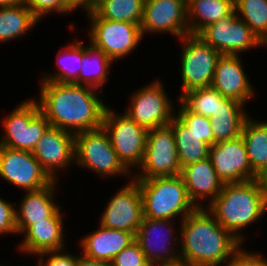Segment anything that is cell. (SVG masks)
Listing matches in <instances>:
<instances>
[{
  "label": "cell",
  "instance_id": "42",
  "mask_svg": "<svg viewBox=\"0 0 267 266\" xmlns=\"http://www.w3.org/2000/svg\"><path fill=\"white\" fill-rule=\"evenodd\" d=\"M24 3V0H0V7L14 6Z\"/></svg>",
  "mask_w": 267,
  "mask_h": 266
},
{
  "label": "cell",
  "instance_id": "8",
  "mask_svg": "<svg viewBox=\"0 0 267 266\" xmlns=\"http://www.w3.org/2000/svg\"><path fill=\"white\" fill-rule=\"evenodd\" d=\"M145 84L130 92L128 105L122 112L147 130L169 125L178 100L171 101L161 79L154 78V81Z\"/></svg>",
  "mask_w": 267,
  "mask_h": 266
},
{
  "label": "cell",
  "instance_id": "21",
  "mask_svg": "<svg viewBox=\"0 0 267 266\" xmlns=\"http://www.w3.org/2000/svg\"><path fill=\"white\" fill-rule=\"evenodd\" d=\"M58 181L48 186L22 194L20 203H16L17 235H21L36 222L46 221L61 205L58 202ZM18 206V207H17Z\"/></svg>",
  "mask_w": 267,
  "mask_h": 266
},
{
  "label": "cell",
  "instance_id": "36",
  "mask_svg": "<svg viewBox=\"0 0 267 266\" xmlns=\"http://www.w3.org/2000/svg\"><path fill=\"white\" fill-rule=\"evenodd\" d=\"M68 249L69 247L62 250L39 253L36 255V262L39 266H78L79 254H73Z\"/></svg>",
  "mask_w": 267,
  "mask_h": 266
},
{
  "label": "cell",
  "instance_id": "4",
  "mask_svg": "<svg viewBox=\"0 0 267 266\" xmlns=\"http://www.w3.org/2000/svg\"><path fill=\"white\" fill-rule=\"evenodd\" d=\"M142 196L143 217L180 223L197 209L181 175L134 179Z\"/></svg>",
  "mask_w": 267,
  "mask_h": 266
},
{
  "label": "cell",
  "instance_id": "28",
  "mask_svg": "<svg viewBox=\"0 0 267 266\" xmlns=\"http://www.w3.org/2000/svg\"><path fill=\"white\" fill-rule=\"evenodd\" d=\"M235 9L234 0H187L189 35L216 23Z\"/></svg>",
  "mask_w": 267,
  "mask_h": 266
},
{
  "label": "cell",
  "instance_id": "33",
  "mask_svg": "<svg viewBox=\"0 0 267 266\" xmlns=\"http://www.w3.org/2000/svg\"><path fill=\"white\" fill-rule=\"evenodd\" d=\"M224 97L212 86L184 92L178 101L189 111L212 119Z\"/></svg>",
  "mask_w": 267,
  "mask_h": 266
},
{
  "label": "cell",
  "instance_id": "19",
  "mask_svg": "<svg viewBox=\"0 0 267 266\" xmlns=\"http://www.w3.org/2000/svg\"><path fill=\"white\" fill-rule=\"evenodd\" d=\"M242 55H221L217 61L211 86L223 97L246 105L256 97V88L246 74Z\"/></svg>",
  "mask_w": 267,
  "mask_h": 266
},
{
  "label": "cell",
  "instance_id": "35",
  "mask_svg": "<svg viewBox=\"0 0 267 266\" xmlns=\"http://www.w3.org/2000/svg\"><path fill=\"white\" fill-rule=\"evenodd\" d=\"M24 3L40 22L54 12L59 16H67L77 11L68 0H24Z\"/></svg>",
  "mask_w": 267,
  "mask_h": 266
},
{
  "label": "cell",
  "instance_id": "13",
  "mask_svg": "<svg viewBox=\"0 0 267 266\" xmlns=\"http://www.w3.org/2000/svg\"><path fill=\"white\" fill-rule=\"evenodd\" d=\"M197 36L211 45L221 55H242L253 49H264L266 46L257 38L251 29L237 16L234 9L230 14L204 27Z\"/></svg>",
  "mask_w": 267,
  "mask_h": 266
},
{
  "label": "cell",
  "instance_id": "31",
  "mask_svg": "<svg viewBox=\"0 0 267 266\" xmlns=\"http://www.w3.org/2000/svg\"><path fill=\"white\" fill-rule=\"evenodd\" d=\"M145 0H96L89 8L105 20L141 25Z\"/></svg>",
  "mask_w": 267,
  "mask_h": 266
},
{
  "label": "cell",
  "instance_id": "11",
  "mask_svg": "<svg viewBox=\"0 0 267 266\" xmlns=\"http://www.w3.org/2000/svg\"><path fill=\"white\" fill-rule=\"evenodd\" d=\"M137 169L132 173L133 179L181 174L175 136L169 125L148 130L144 156Z\"/></svg>",
  "mask_w": 267,
  "mask_h": 266
},
{
  "label": "cell",
  "instance_id": "20",
  "mask_svg": "<svg viewBox=\"0 0 267 266\" xmlns=\"http://www.w3.org/2000/svg\"><path fill=\"white\" fill-rule=\"evenodd\" d=\"M60 206L46 221L36 222L22 235V240L16 245V251L22 255L35 256L46 251L62 250L67 248L66 227L63 209ZM65 227V228H64ZM65 242V243H64Z\"/></svg>",
  "mask_w": 267,
  "mask_h": 266
},
{
  "label": "cell",
  "instance_id": "23",
  "mask_svg": "<svg viewBox=\"0 0 267 266\" xmlns=\"http://www.w3.org/2000/svg\"><path fill=\"white\" fill-rule=\"evenodd\" d=\"M80 237L78 244L81 254L91 259L111 262L124 248L135 241V236L124 230L101 226Z\"/></svg>",
  "mask_w": 267,
  "mask_h": 266
},
{
  "label": "cell",
  "instance_id": "27",
  "mask_svg": "<svg viewBox=\"0 0 267 266\" xmlns=\"http://www.w3.org/2000/svg\"><path fill=\"white\" fill-rule=\"evenodd\" d=\"M73 41L60 46L56 54L54 72L40 73V81L78 84V76L82 66V41L74 37ZM50 72V73H49Z\"/></svg>",
  "mask_w": 267,
  "mask_h": 266
},
{
  "label": "cell",
  "instance_id": "32",
  "mask_svg": "<svg viewBox=\"0 0 267 266\" xmlns=\"http://www.w3.org/2000/svg\"><path fill=\"white\" fill-rule=\"evenodd\" d=\"M237 16L267 47V0H234Z\"/></svg>",
  "mask_w": 267,
  "mask_h": 266
},
{
  "label": "cell",
  "instance_id": "6",
  "mask_svg": "<svg viewBox=\"0 0 267 266\" xmlns=\"http://www.w3.org/2000/svg\"><path fill=\"white\" fill-rule=\"evenodd\" d=\"M89 20L87 42L100 48L114 63L133 54L144 40L141 26L99 18L90 8L82 10Z\"/></svg>",
  "mask_w": 267,
  "mask_h": 266
},
{
  "label": "cell",
  "instance_id": "25",
  "mask_svg": "<svg viewBox=\"0 0 267 266\" xmlns=\"http://www.w3.org/2000/svg\"><path fill=\"white\" fill-rule=\"evenodd\" d=\"M241 137L257 179L267 181V120L249 117L244 123Z\"/></svg>",
  "mask_w": 267,
  "mask_h": 266
},
{
  "label": "cell",
  "instance_id": "14",
  "mask_svg": "<svg viewBox=\"0 0 267 266\" xmlns=\"http://www.w3.org/2000/svg\"><path fill=\"white\" fill-rule=\"evenodd\" d=\"M107 200L98 224L109 229L124 230L135 236L143 218L138 183L132 178Z\"/></svg>",
  "mask_w": 267,
  "mask_h": 266
},
{
  "label": "cell",
  "instance_id": "16",
  "mask_svg": "<svg viewBox=\"0 0 267 266\" xmlns=\"http://www.w3.org/2000/svg\"><path fill=\"white\" fill-rule=\"evenodd\" d=\"M0 179L24 192L41 189L53 181L32 151L15 150L1 145Z\"/></svg>",
  "mask_w": 267,
  "mask_h": 266
},
{
  "label": "cell",
  "instance_id": "15",
  "mask_svg": "<svg viewBox=\"0 0 267 266\" xmlns=\"http://www.w3.org/2000/svg\"><path fill=\"white\" fill-rule=\"evenodd\" d=\"M140 26L144 38L150 34L175 39L189 35L187 0H145Z\"/></svg>",
  "mask_w": 267,
  "mask_h": 266
},
{
  "label": "cell",
  "instance_id": "41",
  "mask_svg": "<svg viewBox=\"0 0 267 266\" xmlns=\"http://www.w3.org/2000/svg\"><path fill=\"white\" fill-rule=\"evenodd\" d=\"M96 0H71V4L79 11L89 8ZM81 8V9H80Z\"/></svg>",
  "mask_w": 267,
  "mask_h": 266
},
{
  "label": "cell",
  "instance_id": "3",
  "mask_svg": "<svg viewBox=\"0 0 267 266\" xmlns=\"http://www.w3.org/2000/svg\"><path fill=\"white\" fill-rule=\"evenodd\" d=\"M206 209L223 228L245 244L246 239L249 240L245 229L260 223L267 214V181L224 183L219 195Z\"/></svg>",
  "mask_w": 267,
  "mask_h": 266
},
{
  "label": "cell",
  "instance_id": "34",
  "mask_svg": "<svg viewBox=\"0 0 267 266\" xmlns=\"http://www.w3.org/2000/svg\"><path fill=\"white\" fill-rule=\"evenodd\" d=\"M176 104L175 115L200 139L210 146L214 144L209 118L189 112L179 101Z\"/></svg>",
  "mask_w": 267,
  "mask_h": 266
},
{
  "label": "cell",
  "instance_id": "12",
  "mask_svg": "<svg viewBox=\"0 0 267 266\" xmlns=\"http://www.w3.org/2000/svg\"><path fill=\"white\" fill-rule=\"evenodd\" d=\"M176 222L175 220L142 218L135 241L139 244L146 260L156 266L180 261V232H178L180 228H177Z\"/></svg>",
  "mask_w": 267,
  "mask_h": 266
},
{
  "label": "cell",
  "instance_id": "29",
  "mask_svg": "<svg viewBox=\"0 0 267 266\" xmlns=\"http://www.w3.org/2000/svg\"><path fill=\"white\" fill-rule=\"evenodd\" d=\"M39 23L25 3L0 7V44L28 36Z\"/></svg>",
  "mask_w": 267,
  "mask_h": 266
},
{
  "label": "cell",
  "instance_id": "30",
  "mask_svg": "<svg viewBox=\"0 0 267 266\" xmlns=\"http://www.w3.org/2000/svg\"><path fill=\"white\" fill-rule=\"evenodd\" d=\"M169 126L172 128L181 168L209 157L210 145L200 139L176 115Z\"/></svg>",
  "mask_w": 267,
  "mask_h": 266
},
{
  "label": "cell",
  "instance_id": "40",
  "mask_svg": "<svg viewBox=\"0 0 267 266\" xmlns=\"http://www.w3.org/2000/svg\"><path fill=\"white\" fill-rule=\"evenodd\" d=\"M78 266H112V264L111 262L88 258L80 253Z\"/></svg>",
  "mask_w": 267,
  "mask_h": 266
},
{
  "label": "cell",
  "instance_id": "43",
  "mask_svg": "<svg viewBox=\"0 0 267 266\" xmlns=\"http://www.w3.org/2000/svg\"><path fill=\"white\" fill-rule=\"evenodd\" d=\"M157 266H191L185 262H176V263H171V264H161V265H157Z\"/></svg>",
  "mask_w": 267,
  "mask_h": 266
},
{
  "label": "cell",
  "instance_id": "38",
  "mask_svg": "<svg viewBox=\"0 0 267 266\" xmlns=\"http://www.w3.org/2000/svg\"><path fill=\"white\" fill-rule=\"evenodd\" d=\"M16 203L9 202L0 196V235H17Z\"/></svg>",
  "mask_w": 267,
  "mask_h": 266
},
{
  "label": "cell",
  "instance_id": "26",
  "mask_svg": "<svg viewBox=\"0 0 267 266\" xmlns=\"http://www.w3.org/2000/svg\"><path fill=\"white\" fill-rule=\"evenodd\" d=\"M84 43L82 40V66L78 85L89 86L103 92V87L109 82L114 62L90 41L89 44Z\"/></svg>",
  "mask_w": 267,
  "mask_h": 266
},
{
  "label": "cell",
  "instance_id": "2",
  "mask_svg": "<svg viewBox=\"0 0 267 266\" xmlns=\"http://www.w3.org/2000/svg\"><path fill=\"white\" fill-rule=\"evenodd\" d=\"M178 224L180 261L191 266H221L244 245L206 208H197Z\"/></svg>",
  "mask_w": 267,
  "mask_h": 266
},
{
  "label": "cell",
  "instance_id": "1",
  "mask_svg": "<svg viewBox=\"0 0 267 266\" xmlns=\"http://www.w3.org/2000/svg\"><path fill=\"white\" fill-rule=\"evenodd\" d=\"M39 88L34 99L51 127L74 134L102 127L109 106L104 101V92L89 86L51 81H41Z\"/></svg>",
  "mask_w": 267,
  "mask_h": 266
},
{
  "label": "cell",
  "instance_id": "18",
  "mask_svg": "<svg viewBox=\"0 0 267 266\" xmlns=\"http://www.w3.org/2000/svg\"><path fill=\"white\" fill-rule=\"evenodd\" d=\"M209 158L223 183H240L257 179L252 170L241 136L210 146Z\"/></svg>",
  "mask_w": 267,
  "mask_h": 266
},
{
  "label": "cell",
  "instance_id": "37",
  "mask_svg": "<svg viewBox=\"0 0 267 266\" xmlns=\"http://www.w3.org/2000/svg\"><path fill=\"white\" fill-rule=\"evenodd\" d=\"M111 264L112 266H156L154 263L146 260L136 241L117 254L111 261Z\"/></svg>",
  "mask_w": 267,
  "mask_h": 266
},
{
  "label": "cell",
  "instance_id": "44",
  "mask_svg": "<svg viewBox=\"0 0 267 266\" xmlns=\"http://www.w3.org/2000/svg\"><path fill=\"white\" fill-rule=\"evenodd\" d=\"M259 266H267V258Z\"/></svg>",
  "mask_w": 267,
  "mask_h": 266
},
{
  "label": "cell",
  "instance_id": "45",
  "mask_svg": "<svg viewBox=\"0 0 267 266\" xmlns=\"http://www.w3.org/2000/svg\"><path fill=\"white\" fill-rule=\"evenodd\" d=\"M9 263H2V261L0 262V266H10V265H8Z\"/></svg>",
  "mask_w": 267,
  "mask_h": 266
},
{
  "label": "cell",
  "instance_id": "7",
  "mask_svg": "<svg viewBox=\"0 0 267 266\" xmlns=\"http://www.w3.org/2000/svg\"><path fill=\"white\" fill-rule=\"evenodd\" d=\"M0 145L15 150L33 151L37 142L50 127L40 112L38 102L26 98L2 118Z\"/></svg>",
  "mask_w": 267,
  "mask_h": 266
},
{
  "label": "cell",
  "instance_id": "39",
  "mask_svg": "<svg viewBox=\"0 0 267 266\" xmlns=\"http://www.w3.org/2000/svg\"><path fill=\"white\" fill-rule=\"evenodd\" d=\"M267 256L260 251H252L242 246L232 257H229L221 266H259Z\"/></svg>",
  "mask_w": 267,
  "mask_h": 266
},
{
  "label": "cell",
  "instance_id": "17",
  "mask_svg": "<svg viewBox=\"0 0 267 266\" xmlns=\"http://www.w3.org/2000/svg\"><path fill=\"white\" fill-rule=\"evenodd\" d=\"M32 154L48 176L59 181V174L70 172L75 166V134L55 127H49L37 142Z\"/></svg>",
  "mask_w": 267,
  "mask_h": 266
},
{
  "label": "cell",
  "instance_id": "5",
  "mask_svg": "<svg viewBox=\"0 0 267 266\" xmlns=\"http://www.w3.org/2000/svg\"><path fill=\"white\" fill-rule=\"evenodd\" d=\"M75 166L90 171L99 179H104L102 181L111 177H124L126 181L132 179V173L118 159L103 126L75 134Z\"/></svg>",
  "mask_w": 267,
  "mask_h": 266
},
{
  "label": "cell",
  "instance_id": "10",
  "mask_svg": "<svg viewBox=\"0 0 267 266\" xmlns=\"http://www.w3.org/2000/svg\"><path fill=\"white\" fill-rule=\"evenodd\" d=\"M178 41L182 45L179 52L182 92L177 98L186 91L210 87L217 61L221 56L216 49L204 43L197 35L183 36Z\"/></svg>",
  "mask_w": 267,
  "mask_h": 266
},
{
  "label": "cell",
  "instance_id": "22",
  "mask_svg": "<svg viewBox=\"0 0 267 266\" xmlns=\"http://www.w3.org/2000/svg\"><path fill=\"white\" fill-rule=\"evenodd\" d=\"M180 175L184 179L191 201L197 208H207L224 185L209 157L184 166Z\"/></svg>",
  "mask_w": 267,
  "mask_h": 266
},
{
  "label": "cell",
  "instance_id": "9",
  "mask_svg": "<svg viewBox=\"0 0 267 266\" xmlns=\"http://www.w3.org/2000/svg\"><path fill=\"white\" fill-rule=\"evenodd\" d=\"M115 110L110 105L107 107L102 126L109 135L118 159L133 173L142 162L148 130L124 112Z\"/></svg>",
  "mask_w": 267,
  "mask_h": 266
},
{
  "label": "cell",
  "instance_id": "24",
  "mask_svg": "<svg viewBox=\"0 0 267 266\" xmlns=\"http://www.w3.org/2000/svg\"><path fill=\"white\" fill-rule=\"evenodd\" d=\"M250 116L252 114H249L244 104L224 97L218 103V110L214 117L209 119L214 144L241 136L244 123Z\"/></svg>",
  "mask_w": 267,
  "mask_h": 266
}]
</instances>
